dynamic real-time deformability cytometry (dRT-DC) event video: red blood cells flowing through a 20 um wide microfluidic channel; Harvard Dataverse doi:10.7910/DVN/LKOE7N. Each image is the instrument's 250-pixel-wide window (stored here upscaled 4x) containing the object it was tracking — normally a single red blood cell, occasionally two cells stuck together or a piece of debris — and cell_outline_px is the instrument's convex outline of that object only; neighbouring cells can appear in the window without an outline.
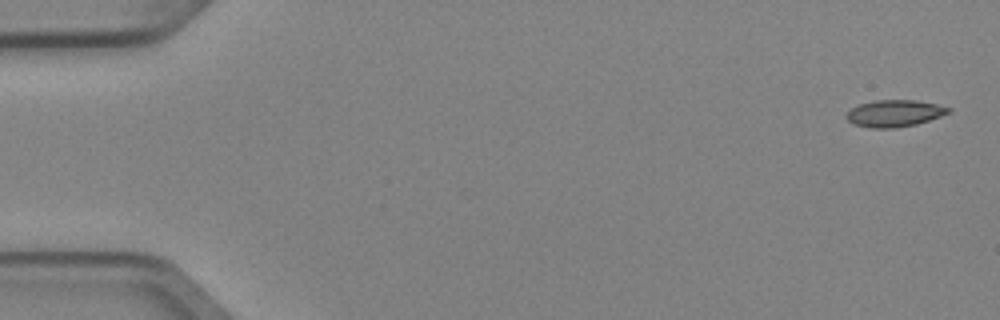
{"species": "Egyptian fruit bat (a non-hibernating species)", "species_latin": "Rousettus aegyptiacus", "temperature_condition": "cold", "stored_images_in_passage": 4, "camera_frame_rate_fps": 3000, "um_per_image_px": 0.085, "animal": {"sex": "female"}, "frame": {"image": 1, "passage_image": 1, "time_ms": 0.0, "image_size_px": [1000, 320], "cell_outline_px": [[952, 112], [916, 124], [896, 128], [868, 128], [852, 124], [844, 116], [852, 108], [860, 104], [876, 100], [916, 100], [936, 104], [952, 108]], "centroid_in_image_um": [76.02, 9.64], "position_along_channel_um": 9.0, "area_um2": 16.01}}
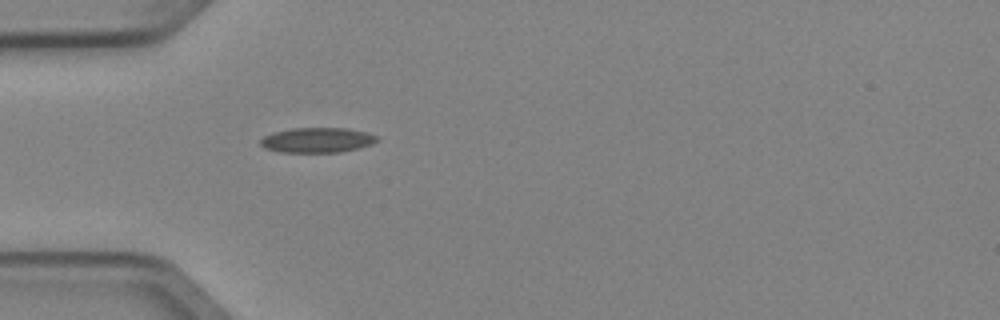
{"frame": {"image": 2, "passage_image": 4, "time_ms": 1.0, "image_size_px": [1000, 320], "cell_outline_px": [[380, 140], [372, 144], [340, 152], [280, 152], [264, 148], [260, 144], [260, 140], [264, 136], [272, 132], [292, 128], [344, 128], [364, 132], [380, 136]], "centroid_in_image_um": [26.95, 11.9], "position_along_channel_um": 58.0, "area_um2": 16.99}}